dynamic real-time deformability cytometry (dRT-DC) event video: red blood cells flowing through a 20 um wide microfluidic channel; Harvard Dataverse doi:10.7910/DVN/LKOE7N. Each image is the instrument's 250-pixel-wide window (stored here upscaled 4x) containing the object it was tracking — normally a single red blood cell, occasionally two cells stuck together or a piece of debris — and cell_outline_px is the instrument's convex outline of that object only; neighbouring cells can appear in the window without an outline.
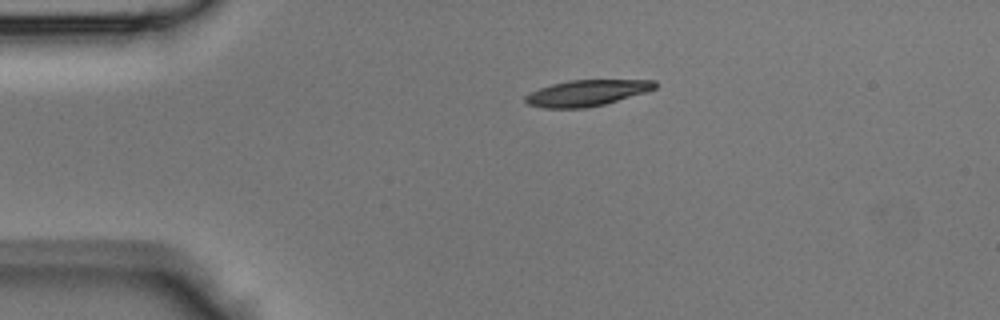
{"species": "Egyptian fruit bat (a non-hibernating species)", "species_latin": "Rousettus aegyptiacus", "temperature_condition": "room temperature", "stored_images_in_passage": 35, "camera_frame_rate_fps": 3000, "um_per_image_px": 0.085, "animal": {"sex": "male"}, "frame": {"image": 1, "passage_image": 1, "time_ms": 0.0, "image_size_px": [1000, 320], "cell_outline_px": [[656, 88], [648, 92], [604, 104], [588, 108], [544, 108], [528, 104], [524, 100], [524, 96], [540, 88], [552, 84], [568, 80], [656, 80]], "centroid_in_image_um": [49.9, 7.9], "position_along_channel_um": 35.1, "area_um2": 19.71}}
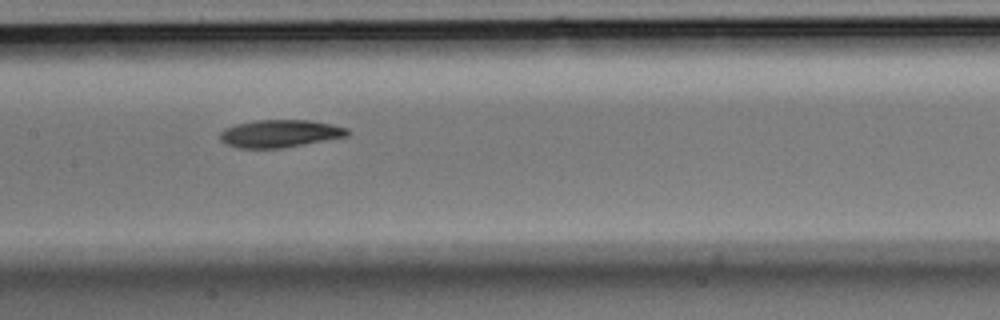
{"frame": {"image": 2, "passage_image": 13, "time_ms": 4.0, "image_size_px": [1000, 320], "cell_outline_px": [[352, 132], [348, 136], [304, 144], [280, 148], [236, 148], [220, 140], [220, 132], [224, 128], [236, 124], [256, 120], [308, 120], [332, 124], [348, 128]], "centroid_in_image_um": [23.81, 11.35], "position_along_channel_um": 183.6, "area_um2": 20.52}}
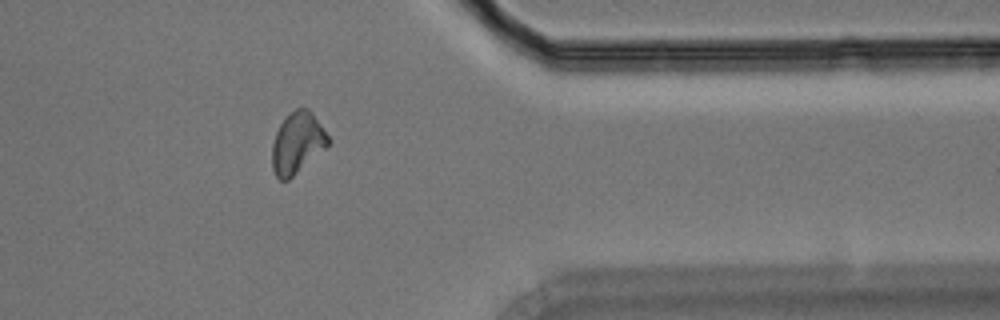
{"frame": {"image": 3, "passage_image": 27, "time_ms": 8.667, "image_size_px": [1000, 320], "cell_outline_px": [[332, 140], [328, 148], [288, 180], [280, 180], [276, 176], [272, 168], [272, 144], [276, 132], [280, 124], [296, 108], [308, 108], [312, 112]], "centroid_in_image_um": [25.31, 12.17], "position_along_channel_um": 386.1, "area_um2": 20.23}}